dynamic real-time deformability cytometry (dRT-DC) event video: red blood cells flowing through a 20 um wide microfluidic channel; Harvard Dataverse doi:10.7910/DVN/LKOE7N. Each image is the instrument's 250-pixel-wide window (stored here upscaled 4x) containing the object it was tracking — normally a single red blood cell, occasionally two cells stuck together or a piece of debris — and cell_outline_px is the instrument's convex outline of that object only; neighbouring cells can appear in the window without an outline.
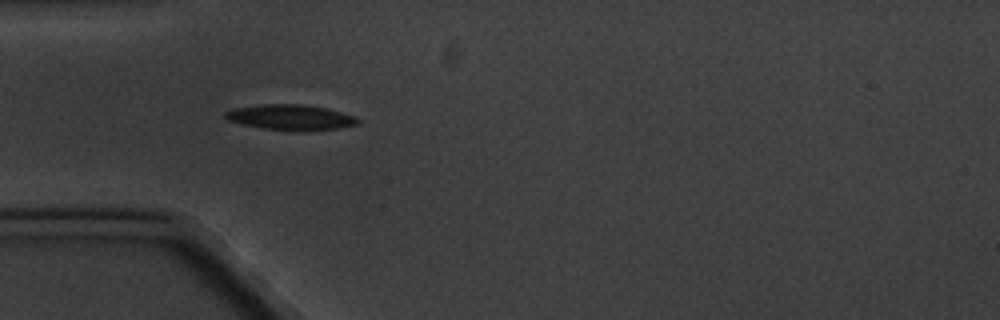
{"species": "common noctule bat (a hibernating species)", "species_latin": "Nyctalus noctula", "temperature_condition": "cold", "stored_images_in_passage": 1, "camera_frame_rate_fps": 3000, "um_per_image_px": 0.085, "animal": {"sex": "male", "body_mass_g": 20.1, "forearm_length_mm": 53.5}, "frame": {"image": 1, "passage_image": 1, "time_ms": 0.0, "image_size_px": [1000, 320], "cell_outline_px": [[360, 124], [336, 128], [308, 132], [300, 132], [264, 128], [244, 124], [228, 120], [224, 116], [224, 112], [232, 108], [264, 104], [304, 104], [324, 108], [356, 116], [360, 120]], "centroid_in_image_um": [24.73, 9.98], "position_along_channel_um": 60.3, "area_um2": 19.77}}